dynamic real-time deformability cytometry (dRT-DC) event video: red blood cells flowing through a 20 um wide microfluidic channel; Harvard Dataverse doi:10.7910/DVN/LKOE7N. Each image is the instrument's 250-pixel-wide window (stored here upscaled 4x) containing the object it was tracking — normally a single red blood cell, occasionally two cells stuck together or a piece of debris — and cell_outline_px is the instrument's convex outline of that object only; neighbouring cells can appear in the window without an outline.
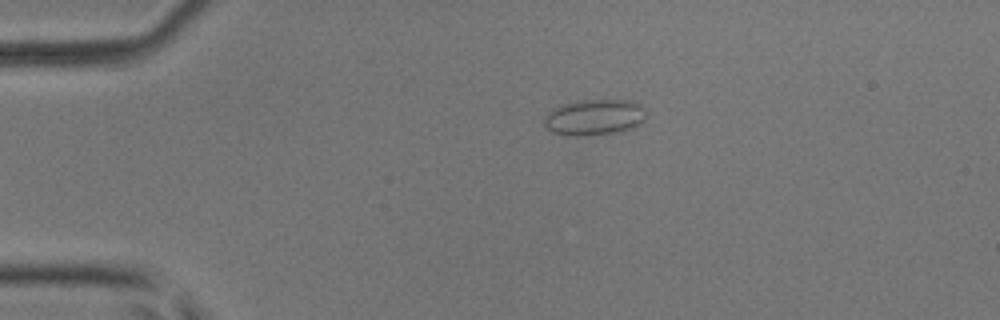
{"species": "common noctule bat (a hibernating species)", "species_latin": "Nyctalus noctula", "temperature_condition": "room temperature", "stored_images_in_passage": 2, "camera_frame_rate_fps": 3000, "um_per_image_px": 0.085, "animal": {"sex": "male", "body_mass_g": 17.9, "forearm_length_mm": 54.2}, "frame": {"image": 1, "passage_image": 2, "time_ms": 0.333, "image_size_px": [1000, 320], "cell_outline_px": [[644, 120], [628, 128], [616, 132], [588, 136], [564, 136], [552, 132], [544, 124], [544, 120], [548, 112], [552, 108], [564, 104], [584, 100], [628, 100], [640, 104], [644, 108]], "centroid_in_image_um": [50.47, 9.97], "position_along_channel_um": 34.5, "area_um2": 21.15}}